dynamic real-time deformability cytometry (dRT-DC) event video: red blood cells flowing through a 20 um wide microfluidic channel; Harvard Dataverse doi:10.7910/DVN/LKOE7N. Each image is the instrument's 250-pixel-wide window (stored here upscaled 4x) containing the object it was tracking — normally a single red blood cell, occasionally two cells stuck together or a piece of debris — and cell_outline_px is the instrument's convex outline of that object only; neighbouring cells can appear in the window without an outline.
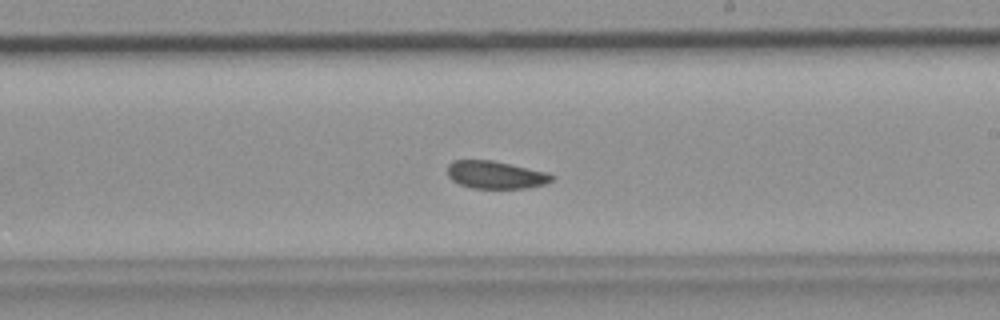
{"species": "common noctule bat (a hibernating species)", "species_latin": "Nyctalus noctula", "temperature_condition": "room temperature", "stored_images_in_passage": 38, "camera_frame_rate_fps": 3000, "um_per_image_px": 0.085, "animal": {"sex": "female", "body_mass_g": 19.9}, "frame": {"image": 1, "passage_image": 27, "time_ms": 8.667, "image_size_px": [1000, 320], "cell_outline_px": [[556, 176], [552, 180], [544, 184], [528, 188], [472, 188], [460, 184], [452, 180], [448, 176], [448, 164], [452, 160], [492, 160], [548, 172]], "centroid_in_image_um": [42.14, 14.85], "position_along_channel_um": 246.9, "area_um2": 16.88}}